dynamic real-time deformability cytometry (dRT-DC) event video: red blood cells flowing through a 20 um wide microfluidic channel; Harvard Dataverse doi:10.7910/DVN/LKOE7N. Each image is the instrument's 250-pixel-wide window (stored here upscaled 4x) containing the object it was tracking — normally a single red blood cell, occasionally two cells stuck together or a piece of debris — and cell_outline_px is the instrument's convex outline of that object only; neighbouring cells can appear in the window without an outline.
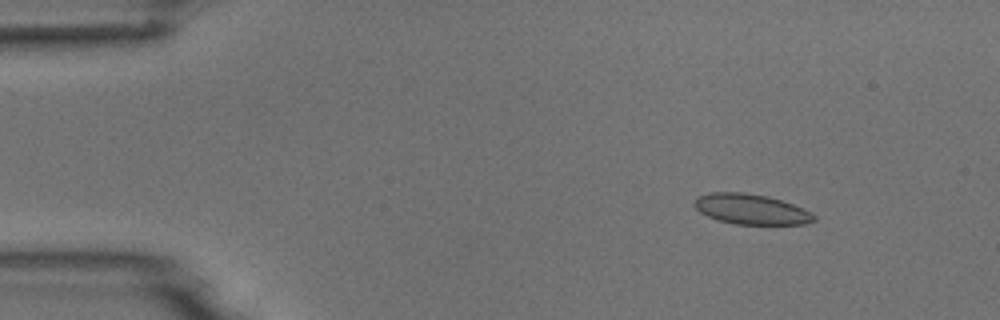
{"species": "common noctule bat (a hibernating species)", "species_latin": "Nyctalus noctula", "temperature_condition": "room temperature", "stored_images_in_passage": 6, "camera_frame_rate_fps": 3000, "um_per_image_px": 0.085, "animal": {"sex": "male", "body_mass_g": 18.8}, "frame": {"image": 1, "passage_image": 2, "time_ms": 1.0, "image_size_px": [1000, 320], "cell_outline_px": [[816, 220], [804, 224], [736, 224], [720, 220], [708, 216], [700, 212], [692, 204], [696, 196], [712, 192], [744, 192], [768, 196], [804, 208], [812, 212], [816, 216]], "centroid_in_image_um": [63.84, 17.77], "position_along_channel_um": 21.2, "area_um2": 21.15}}
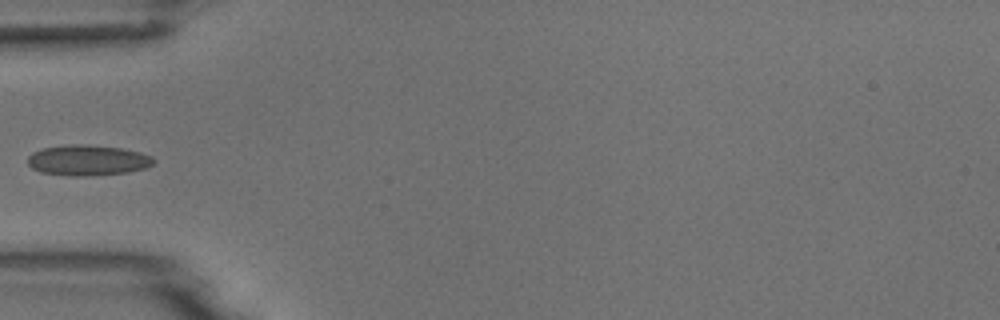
{"frame": {"image": 2, "passage_image": 5, "time_ms": 4.667, "image_size_px": [1000, 320], "cell_outline_px": [[156, 160], [152, 164], [144, 168], [128, 172], [88, 176], [72, 176], [40, 172], [32, 168], [28, 164], [28, 156], [32, 152], [44, 148], [72, 144], [88, 144], [120, 148], [140, 152], [152, 156]], "centroid_in_image_um": [7.45, 13.62], "position_along_channel_um": 77.5, "area_um2": 22.43}}